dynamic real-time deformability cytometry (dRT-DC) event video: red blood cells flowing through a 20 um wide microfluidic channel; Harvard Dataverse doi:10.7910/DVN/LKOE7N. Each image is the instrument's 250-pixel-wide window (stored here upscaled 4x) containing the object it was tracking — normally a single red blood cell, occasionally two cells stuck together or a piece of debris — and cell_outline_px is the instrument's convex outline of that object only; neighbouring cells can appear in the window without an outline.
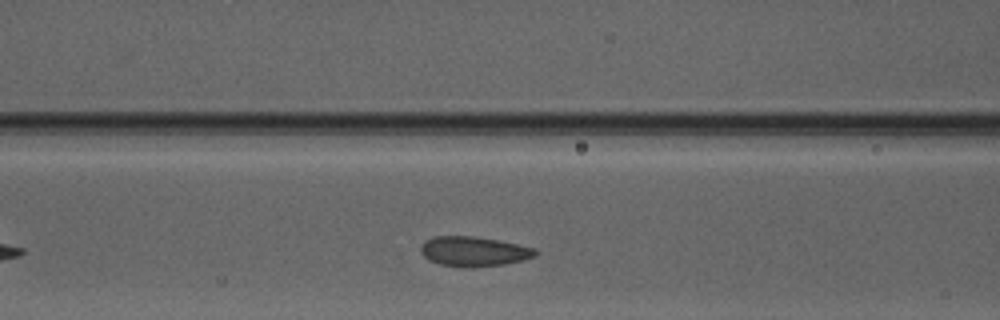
{"species": "Egyptian fruit bat (a non-hibernating species)", "species_latin": "Rousettus aegyptiacus", "temperature_condition": "warm", "stored_images_in_passage": 27, "camera_frame_rate_fps": 3000, "um_per_image_px": 0.085, "animal": {"sex": "male"}, "frame": {"image": 1, "passage_image": 8, "time_ms": 2.333, "image_size_px": [1000, 320], "cell_outline_px": [[540, 252], [536, 256], [524, 260], [504, 264], [472, 268], [464, 268], [440, 264], [428, 260], [420, 252], [420, 248], [428, 240], [436, 236], [472, 236], [496, 240], [536, 248]], "centroid_in_image_um": [40.31, 21.39], "position_along_channel_um": 126.3, "area_um2": 19.94}}
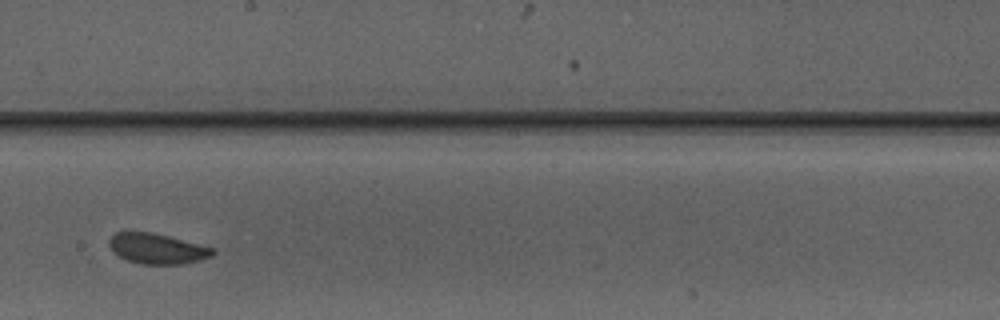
{"frame": {"image": 2, "passage_image": 16, "time_ms": 5.0, "image_size_px": [1000, 320], "cell_outline_px": [[216, 252], [212, 256], [200, 260], [184, 264], [144, 264], [128, 260], [120, 256], [108, 244], [108, 240], [116, 232], [152, 232], [216, 248]], "centroid_in_image_um": [13.42, 21.13], "position_along_channel_um": 234.8, "area_um2": 18.21}}
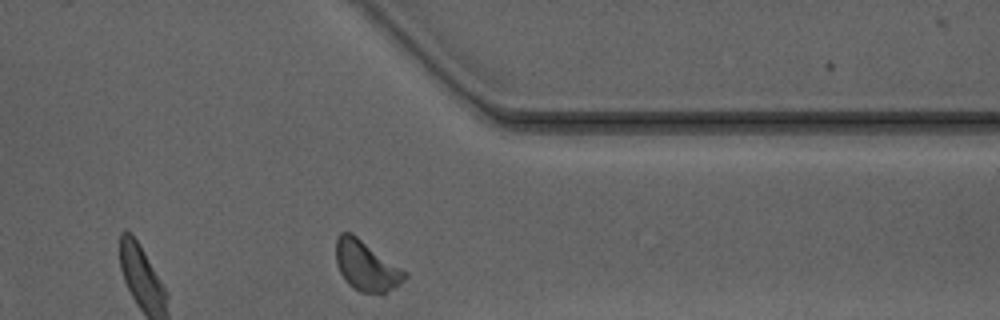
{"frame": {"image": 3, "passage_image": 27, "time_ms": 8.667, "image_size_px": [1000, 320], "cell_outline_px": [[408, 276], [400, 284], [384, 292], [360, 292], [352, 288], [344, 280], [336, 264], [336, 240], [340, 232], [352, 232], [408, 272]], "centroid_in_image_um": [31.12, 22.57], "position_along_channel_um": 380.3, "area_um2": 20.11}, "authors_computed_cell_mechanics": {"area_um2": 19.1896, "velocity_mm_per_s": 4.0841, "shape_relaxation_time_tau1_ms": 6.9031, "shape_relaxation_time_tau2_ms": null, "deformation_change_tau1": 0.1152, "deformation_change_tau2": null}}